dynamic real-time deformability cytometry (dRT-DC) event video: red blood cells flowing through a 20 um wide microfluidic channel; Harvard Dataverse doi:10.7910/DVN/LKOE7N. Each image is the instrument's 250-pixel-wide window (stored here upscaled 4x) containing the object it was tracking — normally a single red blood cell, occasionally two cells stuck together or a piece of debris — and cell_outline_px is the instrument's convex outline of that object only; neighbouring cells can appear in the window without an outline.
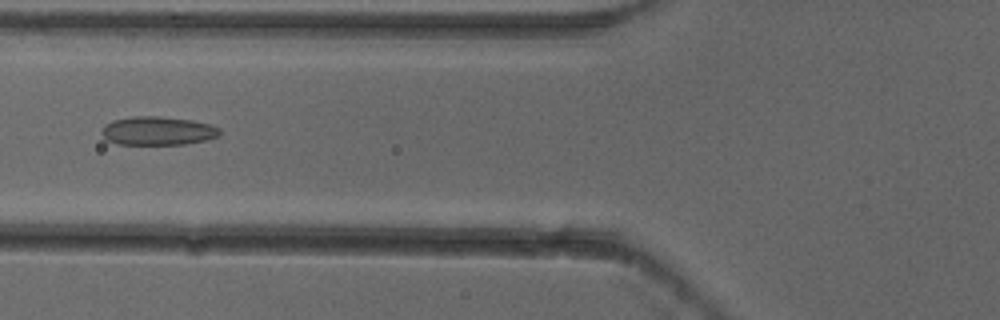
{"species": "common noctule bat (a hibernating species)", "species_latin": "Nyctalus noctula", "temperature_condition": "cold", "stored_images_in_passage": 6, "camera_frame_rate_fps": 3000, "um_per_image_px": 0.085, "animal": {"sex": "female"}, "frame": {"image": 1, "passage_image": 6, "time_ms": 1.667, "image_size_px": [1000, 320], "cell_outline_px": [[220, 136], [204, 140], [184, 144], [116, 144], [104, 140], [100, 132], [104, 124], [112, 120], [132, 116], [160, 116], [192, 120], [208, 124], [220, 128]], "centroid_in_image_um": [13.34, 11.12], "position_along_channel_um": 112.5, "area_um2": 19.88}}